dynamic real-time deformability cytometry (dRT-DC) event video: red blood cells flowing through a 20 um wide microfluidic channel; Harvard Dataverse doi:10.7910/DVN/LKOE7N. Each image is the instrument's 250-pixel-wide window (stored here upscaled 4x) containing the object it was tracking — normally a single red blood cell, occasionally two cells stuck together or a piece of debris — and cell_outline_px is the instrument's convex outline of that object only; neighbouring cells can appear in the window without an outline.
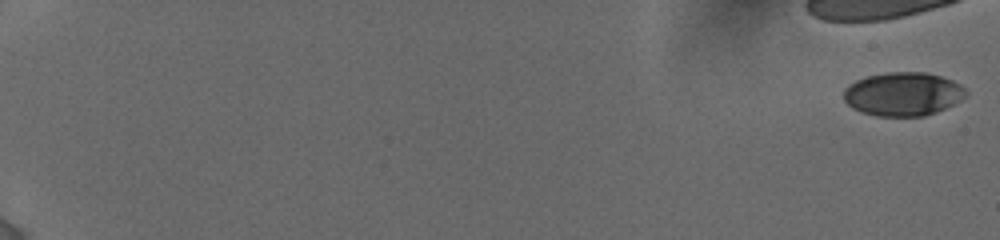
{"species": "human", "species_latin": "Homo sapiens", "temperature_condition": "cold", "stored_images_in_passage": 15, "camera_frame_rate_fps": 3000, "um_per_image_px": 0.085, "donor": {"sex": "female"}, "frame": {"image": 1, "passage_image": 1, "time_ms": 0.0, "image_size_px": [1000, 240], "cell_outline_px": [[968, 92], [960, 100], [936, 112], [924, 116], [876, 116], [852, 108], [844, 100], [844, 88], [848, 84], [856, 80], [868, 76], [888, 72], [924, 72], [940, 76], [952, 80], [960, 84]], "centroid_in_image_um": [76.74, 7.99], "position_along_channel_um": 8.3, "area_um2": 30.92}}